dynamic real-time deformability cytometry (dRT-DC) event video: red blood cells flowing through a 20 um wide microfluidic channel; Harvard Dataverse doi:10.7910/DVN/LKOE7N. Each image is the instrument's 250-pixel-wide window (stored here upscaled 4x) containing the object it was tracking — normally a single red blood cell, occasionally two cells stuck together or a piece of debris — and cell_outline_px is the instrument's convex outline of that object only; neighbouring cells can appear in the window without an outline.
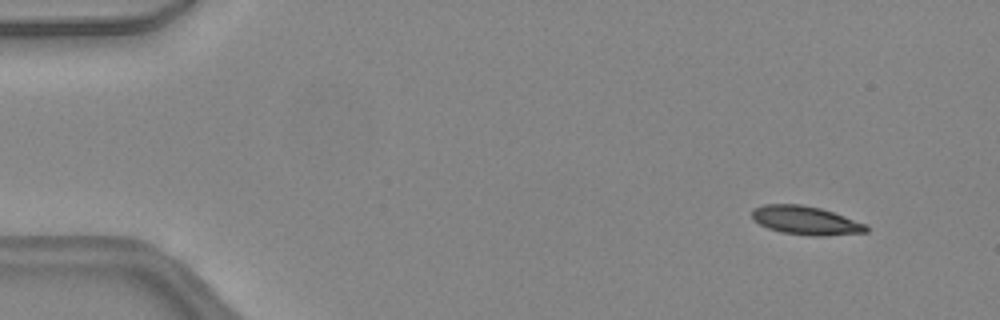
{"species": "common noctule bat (a hibernating species)", "species_latin": "Nyctalus noctula", "temperature_condition": "warm", "stored_images_in_passage": 38, "camera_frame_rate_fps": 3000, "um_per_image_px": 0.085, "animal": {"sex": "female", "body_mass_g": 24.6, "forearm_length_mm": 56.2}, "frame": {"image": 1, "passage_image": 4, "time_ms": 1.0, "image_size_px": [1000, 320], "cell_outline_px": [[868, 232], [824, 236], [812, 236], [780, 232], [768, 228], [752, 220], [752, 208], [764, 204], [800, 204], [820, 208], [832, 212], [864, 224], [868, 228]], "centroid_in_image_um": [68.42, 18.74], "position_along_channel_um": 16.6, "area_um2": 18.96}}
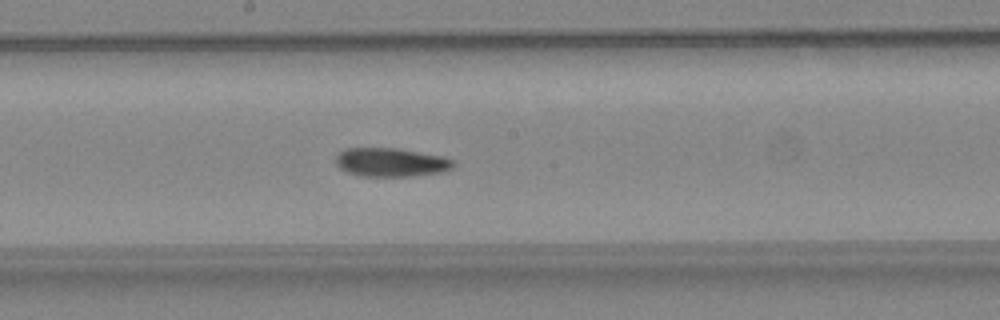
{"frame": {"image": 2, "passage_image": 25, "time_ms": 8.0, "image_size_px": [1000, 320], "cell_outline_px": [[456, 164], [452, 168], [440, 172], [412, 176], [360, 176], [348, 172], [340, 168], [336, 164], [336, 156], [344, 148], [396, 148], [444, 156], [452, 160]], "centroid_in_image_um": [33.23, 13.79], "position_along_channel_um": 215.0, "area_um2": 19.65}}
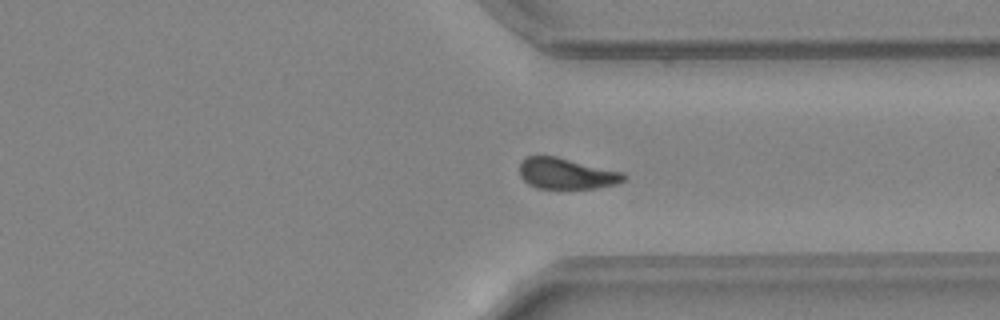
{"frame": {"image": 3, "passage_image": 35, "time_ms": 11.333, "image_size_px": [1000, 320], "cell_outline_px": [[628, 176], [624, 180], [616, 184], [596, 188], [536, 188], [528, 184], [520, 176], [520, 160], [524, 156], [556, 156], [624, 172]], "centroid_in_image_um": [48.14, 14.74], "position_along_channel_um": 363.3, "area_um2": 18.96}, "authors_computed_cell_mechanics": {"area_um2": 19.7387, "velocity_mm_per_s": 4.4591, "shape_relaxation_time_tau1_ms": 7.445, "shape_relaxation_time_tau2_ms": 3.2881, "deformation_change_tau1": 0.2092, "deformation_change_tau2": 0.0932}}